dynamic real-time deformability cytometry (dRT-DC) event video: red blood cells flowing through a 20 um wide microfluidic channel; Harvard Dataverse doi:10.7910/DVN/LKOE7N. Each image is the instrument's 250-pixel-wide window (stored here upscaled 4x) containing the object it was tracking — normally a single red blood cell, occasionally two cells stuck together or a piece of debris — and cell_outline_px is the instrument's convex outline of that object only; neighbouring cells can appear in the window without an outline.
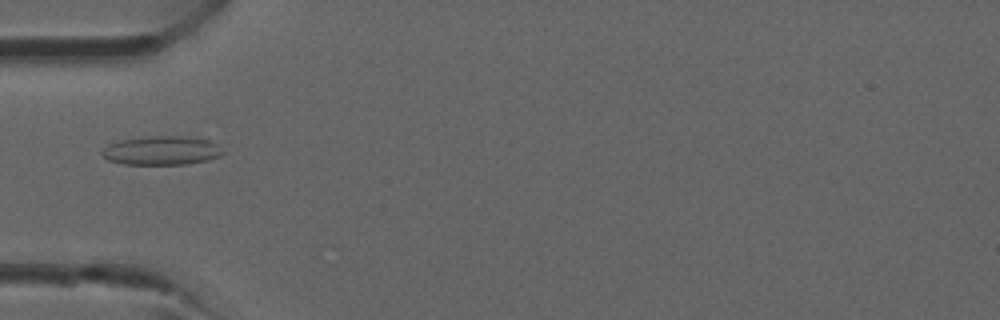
{"species": "common noctule bat (a hibernating species)", "species_latin": "Nyctalus noctula", "temperature_condition": "room temperature", "stored_images_in_passage": 28, "camera_frame_rate_fps": 3000, "um_per_image_px": 0.085, "animal": {"sex": "male", "forearm_length_mm": 52.5}, "frame": {"image": 1, "passage_image": 1, "time_ms": 0.0, "image_size_px": [1000, 320], "cell_outline_px": [[224, 152], [220, 156], [208, 160], [188, 164], [124, 164], [108, 160], [100, 152], [108, 144], [120, 140], [148, 136], [184, 136], [208, 140], [216, 144]], "centroid_in_image_um": [13.73, 12.79], "position_along_channel_um": 71.3, "area_um2": 20.29}}
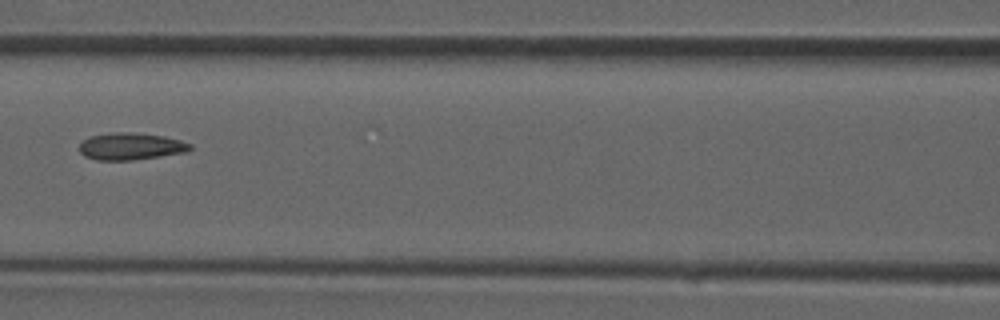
{"frame": {"image": 2, "passage_image": 6, "time_ms": 1.667, "image_size_px": [1000, 320], "cell_outline_px": [[192, 148], [188, 152], [132, 160], [96, 160], [84, 156], [80, 152], [80, 144], [84, 140], [92, 136], [116, 132], [132, 132], [164, 136], [180, 140], [192, 144]], "centroid_in_image_um": [11.15, 12.44], "position_along_channel_um": 155.5, "area_um2": 17.4}}
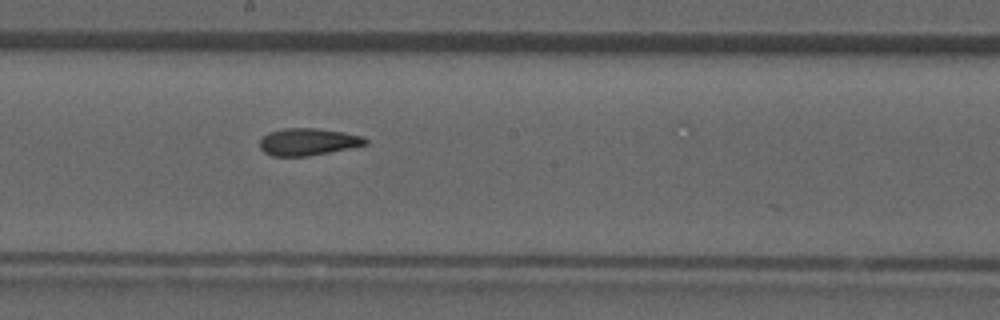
{"frame": {"image": 3, "passage_image": 10, "time_ms": 3.0, "image_size_px": [1000, 320], "cell_outline_px": [[368, 144], [308, 156], [272, 156], [264, 152], [260, 148], [260, 140], [268, 132], [284, 128], [316, 128], [344, 132], [364, 136], [368, 140]], "centroid_in_image_um": [26.18, 12.05], "position_along_channel_um": 222.0, "area_um2": 16.7}}